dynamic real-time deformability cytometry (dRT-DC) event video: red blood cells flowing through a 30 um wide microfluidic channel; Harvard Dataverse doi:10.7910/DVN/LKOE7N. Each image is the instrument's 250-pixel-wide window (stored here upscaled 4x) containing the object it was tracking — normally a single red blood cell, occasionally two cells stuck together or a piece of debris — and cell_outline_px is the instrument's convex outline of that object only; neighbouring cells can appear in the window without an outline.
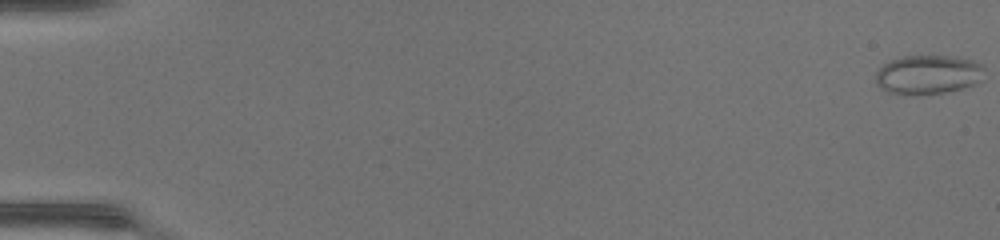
{"species": "common noctule bat (a hibernating species)", "species_latin": "Nyctalus noctula", "temperature_condition": "warm", "stored_images_in_passage": 11, "camera_frame_rate_fps": 3000, "um_per_image_px": 0.085, "animal": {"sex": "female", "body_mass_g": 17.0, "forearm_length_mm": 48.0}, "frame": {"image": 1, "passage_image": 1, "time_ms": 0.0, "image_size_px": [1000, 240], "cell_outline_px": [[984, 68], [980, 80], [972, 84], [960, 88], [944, 92], [888, 92], [880, 88], [876, 80], [876, 72], [884, 64], [892, 60], [904, 56], [944, 56], [972, 60], [980, 64]], "centroid_in_image_um": [78.87, 6.3], "position_along_channel_um": 6.1, "area_um2": 23.64}}